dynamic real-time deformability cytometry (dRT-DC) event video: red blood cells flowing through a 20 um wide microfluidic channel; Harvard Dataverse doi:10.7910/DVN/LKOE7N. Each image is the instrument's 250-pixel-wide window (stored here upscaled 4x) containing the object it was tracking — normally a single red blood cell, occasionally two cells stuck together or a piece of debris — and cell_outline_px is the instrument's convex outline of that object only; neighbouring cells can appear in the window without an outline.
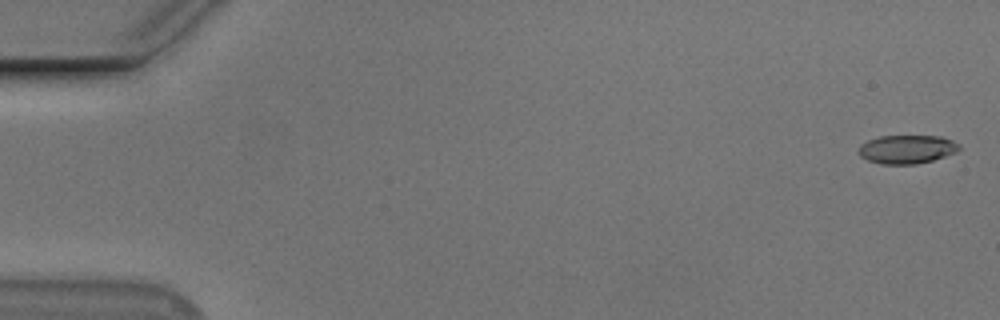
{"species": "Egyptian fruit bat (a non-hibernating species)", "species_latin": "Rousettus aegyptiacus", "temperature_condition": "cold", "stored_images_in_passage": 52, "camera_frame_rate_fps": 3000, "um_per_image_px": 0.085, "animal": {"sex": "male"}, "frame": {"image": 1, "passage_image": 1, "time_ms": 0.0, "image_size_px": [1000, 320], "cell_outline_px": [[960, 148], [956, 152], [932, 160], [916, 164], [880, 164], [868, 160], [860, 156], [860, 144], [868, 140], [880, 136], [940, 136], [952, 140], [960, 144]], "centroid_in_image_um": [77.09, 12.68], "position_along_channel_um": 7.9, "area_um2": 16.65}}
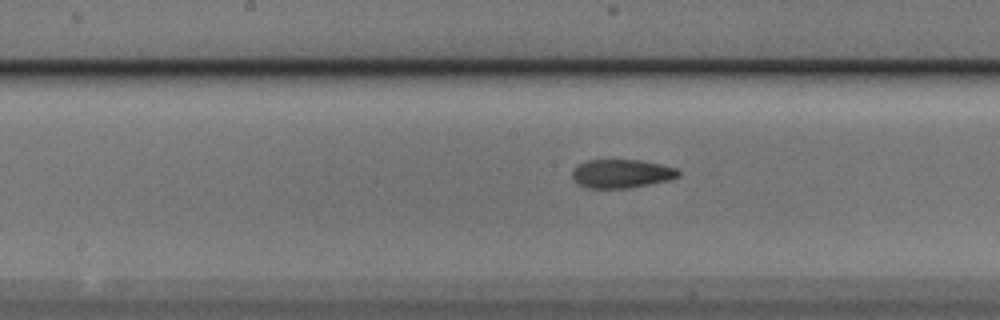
{"frame": {"image": 2, "passage_image": 28, "time_ms": 9.0, "image_size_px": [1000, 320], "cell_outline_px": [[680, 176], [668, 180], [628, 188], [588, 188], [572, 180], [572, 168], [576, 164], [588, 160], [640, 160], [660, 164], [676, 168], [680, 172]], "centroid_in_image_um": [52.79, 14.75], "position_along_channel_um": 195.4, "area_um2": 17.74}}
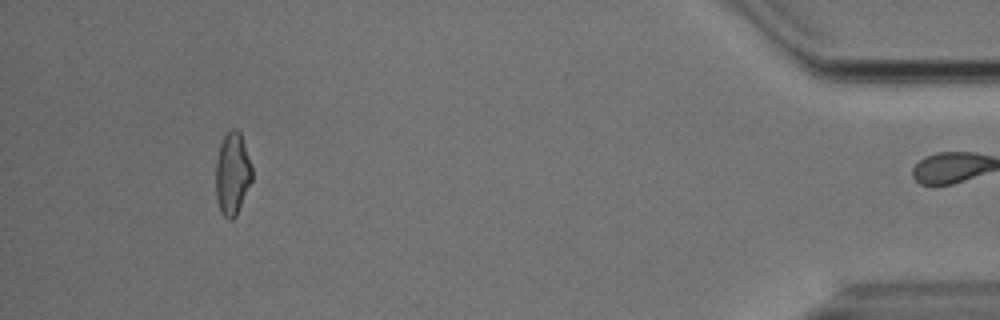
{"frame": {"image": 3, "passage_image": 51, "time_ms": 16.667, "image_size_px": [1000, 320], "cell_outline_px": [[252, 180], [236, 216], [232, 220], [228, 220], [220, 212], [216, 200], [216, 160], [220, 144], [224, 136], [232, 128], [236, 128], [240, 132], [252, 168]], "centroid_in_image_um": [19.74, 14.79], "position_along_channel_um": 415.5, "area_um2": 17.46}, "authors_computed_cell_mechanics": {"area_um2": 17.4556, "velocity_mm_per_s": 3.7375, "shape_relaxation_time_tau1_ms": null, "shape_relaxation_time_tau2_ms": 2.1172, "deformation_change_tau1": null, "deformation_change_tau2": 0.0871}}